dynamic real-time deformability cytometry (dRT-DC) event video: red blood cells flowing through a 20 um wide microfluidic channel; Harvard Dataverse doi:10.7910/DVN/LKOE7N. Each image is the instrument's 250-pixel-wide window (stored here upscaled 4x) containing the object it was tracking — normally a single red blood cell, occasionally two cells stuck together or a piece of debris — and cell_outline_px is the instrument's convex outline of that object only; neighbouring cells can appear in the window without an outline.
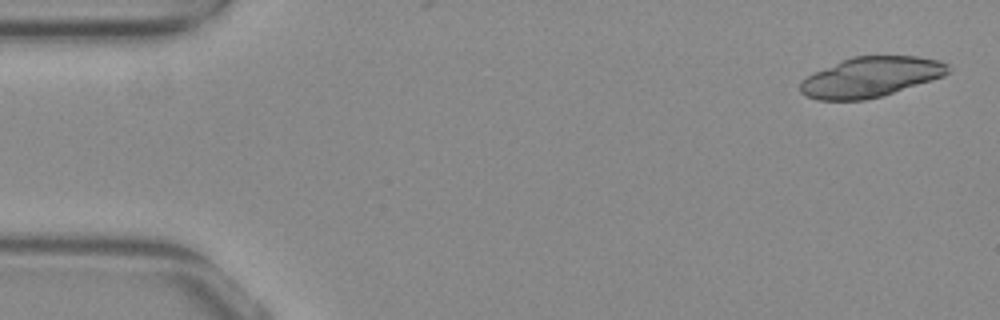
{"species": "common noctule bat (a hibernating species)", "species_latin": "Nyctalus noctula", "temperature_condition": "warm", "stored_images_in_passage": 5, "camera_frame_rate_fps": 3000, "um_per_image_px": 0.085, "animal": {"sex": "female", "body_mass_g": 29.2, "forearm_length_mm": 56.3}, "frame": {"image": 1, "passage_image": 2, "time_ms": 0.333, "image_size_px": [1000, 320], "cell_outline_px": [[948, 72], [944, 76], [932, 80], [880, 96], [864, 100], [816, 100], [800, 92], [800, 80], [816, 72], [852, 56], [916, 56], [940, 60], [948, 64]], "centroid_in_image_um": [74.02, 6.55], "position_along_channel_um": 11.0, "area_um2": 34.1}}